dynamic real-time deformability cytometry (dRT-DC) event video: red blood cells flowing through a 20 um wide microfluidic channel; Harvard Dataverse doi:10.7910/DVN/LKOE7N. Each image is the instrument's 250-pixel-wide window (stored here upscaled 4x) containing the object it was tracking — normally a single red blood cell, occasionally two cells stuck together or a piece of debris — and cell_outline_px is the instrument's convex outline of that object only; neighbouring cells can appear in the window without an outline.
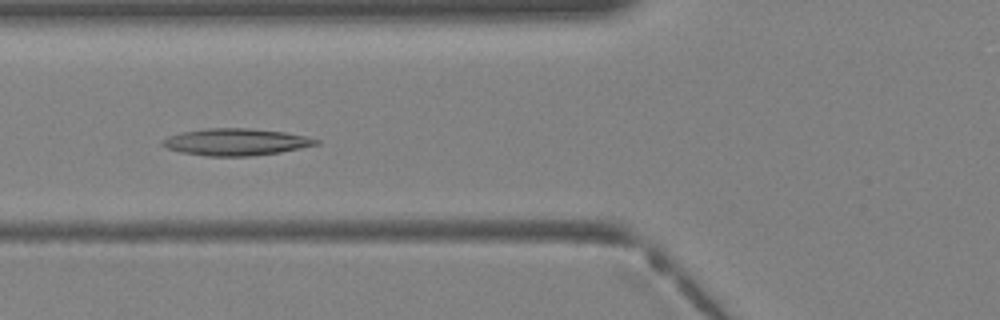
{"species": "Egyptian fruit bat (a non-hibernating species)", "species_latin": "Rousettus aegyptiacus", "temperature_condition": "warm", "stored_images_in_passage": 38, "camera_frame_rate_fps": 3000, "um_per_image_px": 0.085, "animal": {"sex": "female"}, "frame": {"image": 1, "passage_image": 15, "time_ms": 4.667, "image_size_px": [1000, 320], "cell_outline_px": [[320, 144], [280, 152], [252, 156], [208, 156], [180, 152], [168, 148], [160, 144], [168, 136], [184, 132], [208, 128], [248, 128], [284, 132], [304, 136], [320, 140]], "centroid_in_image_um": [20.07, 12.07], "position_along_channel_um": 105.7, "area_um2": 23.87}}
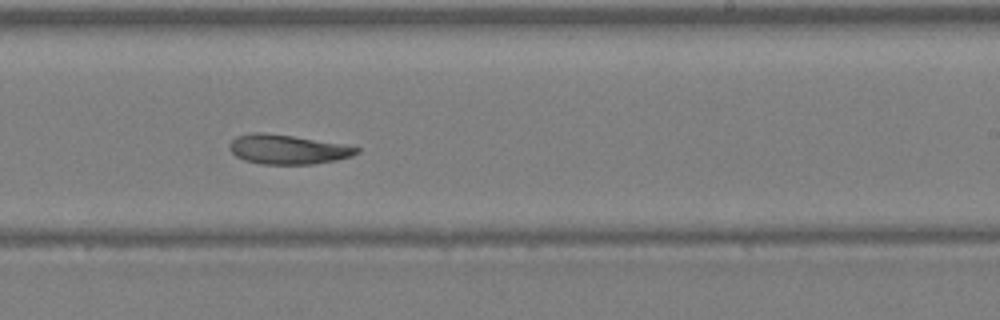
{"frame": {"image": 2, "passage_image": 24, "time_ms": 7.667, "image_size_px": [1000, 320], "cell_outline_px": [[360, 152], [352, 156], [336, 160], [312, 164], [260, 164], [244, 160], [236, 156], [228, 148], [228, 144], [236, 136], [252, 132], [264, 132], [292, 136], [340, 144], [360, 148]], "centroid_in_image_um": [24.4, 12.7], "position_along_channel_um": 264.6, "area_um2": 21.73}}
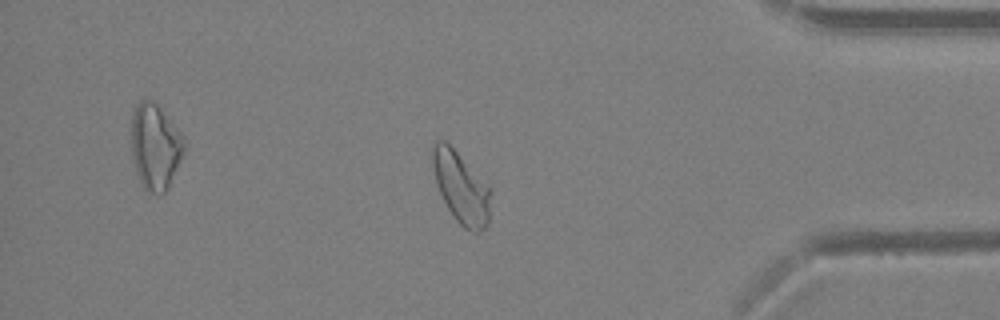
{"frame": {"image": 3, "passage_image": 33, "time_ms": 10.667, "image_size_px": [1000, 320], "cell_outline_px": [[492, 192], [488, 224], [480, 232], [472, 232], [464, 228], [456, 220], [448, 208], [436, 184], [432, 168], [432, 144], [436, 140], [444, 140], [492, 188]], "centroid_in_image_um": [39.21, 15.96], "position_along_channel_um": 396.0, "area_um2": 24.22}}